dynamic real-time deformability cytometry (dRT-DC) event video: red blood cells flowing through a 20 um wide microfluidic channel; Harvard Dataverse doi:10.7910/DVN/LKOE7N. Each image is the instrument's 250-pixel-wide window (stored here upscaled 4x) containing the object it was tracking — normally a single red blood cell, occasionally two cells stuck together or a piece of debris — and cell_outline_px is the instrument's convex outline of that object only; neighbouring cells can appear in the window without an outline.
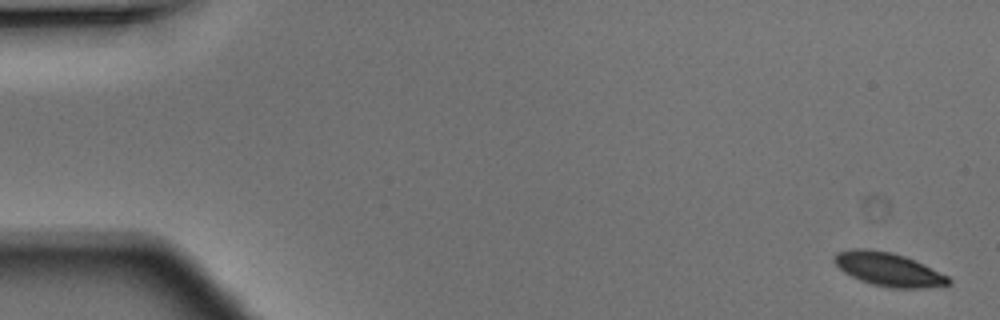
{"species": "Egyptian fruit bat (a non-hibernating species)", "species_latin": "Rousettus aegyptiacus", "temperature_condition": "warm", "stored_images_in_passage": 18, "camera_frame_rate_fps": 3000, "um_per_image_px": 0.085, "animal": {"sex": "male"}, "frame": {"image": 1, "passage_image": 1, "time_ms": 0.0, "image_size_px": [1000, 320], "cell_outline_px": [[952, 284], [924, 288], [892, 288], [872, 284], [860, 280], [844, 272], [832, 260], [832, 256], [836, 252], [852, 248], [868, 248], [892, 252], [916, 260], [948, 276], [952, 280]], "centroid_in_image_um": [75.51, 22.88], "position_along_channel_um": 9.5, "area_um2": 22.54}}
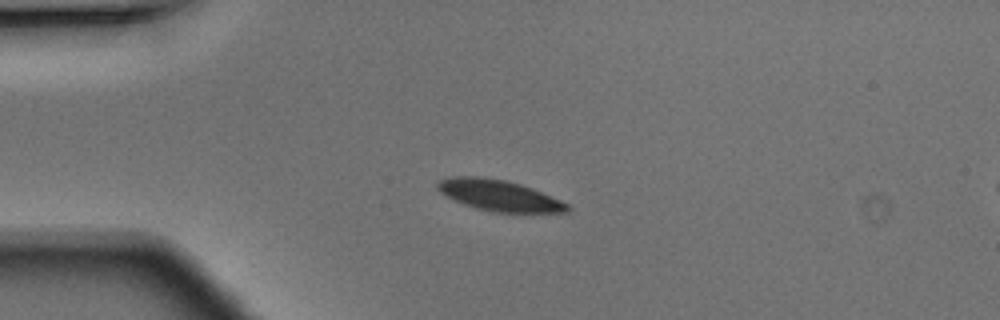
{"frame": {"image": 2, "passage_image": 12, "time_ms": 3.667, "image_size_px": [1000, 320], "cell_outline_px": [[572, 208], [568, 212], [492, 212], [476, 208], [464, 204], [440, 192], [436, 188], [436, 184], [440, 180], [452, 176], [480, 176], [504, 180], [520, 184], [532, 188], [560, 200], [568, 204]], "centroid_in_image_um": [42.42, 16.61], "position_along_channel_um": 42.6, "area_um2": 23.24}}
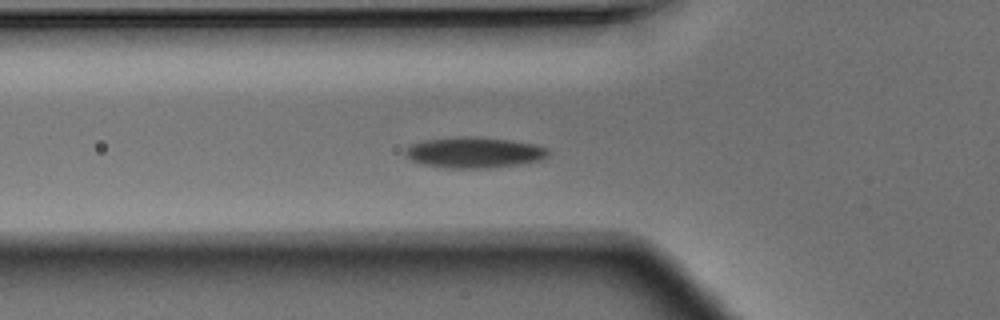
{"frame": {"image": 3, "passage_image": 17, "time_ms": 5.333, "image_size_px": [1000, 320], "cell_outline_px": [[552, 152], [544, 160], [528, 164], [496, 168], [436, 168], [420, 164], [408, 160], [404, 156], [404, 148], [408, 144], [420, 140], [452, 136], [484, 136], [512, 140], [536, 144], [548, 148]], "centroid_in_image_um": [40.29, 12.96], "position_along_channel_um": 85.5, "area_um2": 27.34}}